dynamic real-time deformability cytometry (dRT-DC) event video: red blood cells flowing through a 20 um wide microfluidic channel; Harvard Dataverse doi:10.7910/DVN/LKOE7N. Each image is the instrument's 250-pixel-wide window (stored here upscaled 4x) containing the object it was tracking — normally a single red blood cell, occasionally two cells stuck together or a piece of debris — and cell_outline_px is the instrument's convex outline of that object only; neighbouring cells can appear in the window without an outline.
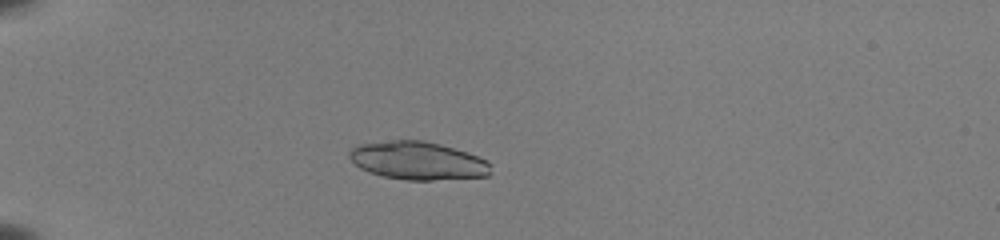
{"species": "common noctule bat (a hibernating species)", "species_latin": "Nyctalus noctula", "temperature_condition": "room temperature", "stored_images_in_passage": 35, "camera_frame_rate_fps": 3000, "um_per_image_px": 0.085, "animal": {"sex": "female", "body_mass_g": 22.0, "forearm_length_mm": 56.7}, "frame": {"image": 1, "passage_image": 3, "time_ms": 0.667, "image_size_px": [1000, 240], "cell_outline_px": [[492, 164], [488, 176], [432, 180], [404, 180], [380, 176], [368, 172], [360, 168], [348, 156], [348, 152], [352, 148], [360, 144], [392, 140], [424, 140], [440, 144], [468, 152], [488, 160]], "centroid_in_image_um": [35.52, 13.66], "position_along_channel_um": 49.5, "area_um2": 31.62}}